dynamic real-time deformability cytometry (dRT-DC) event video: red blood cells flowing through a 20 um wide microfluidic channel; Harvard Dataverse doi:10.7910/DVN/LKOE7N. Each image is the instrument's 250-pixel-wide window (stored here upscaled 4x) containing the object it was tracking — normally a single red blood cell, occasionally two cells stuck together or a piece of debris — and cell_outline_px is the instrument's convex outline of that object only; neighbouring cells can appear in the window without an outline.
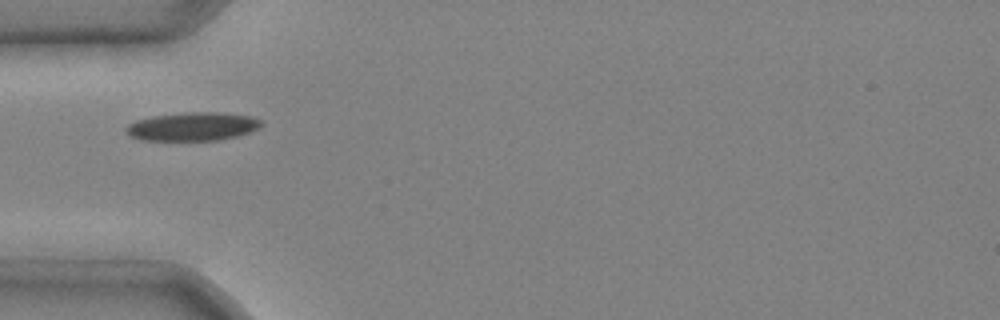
{"species": "common noctule bat (a hibernating species)", "species_latin": "Nyctalus noctula", "temperature_condition": "cold", "stored_images_in_passage": 2, "camera_frame_rate_fps": 3000, "um_per_image_px": 0.085, "animal": {"sex": "male", "body_mass_g": 20.4}, "frame": {"image": 1, "passage_image": 1, "time_ms": 0.0, "image_size_px": [1000, 320], "cell_outline_px": [[264, 124], [260, 128], [252, 132], [236, 136], [216, 140], [140, 140], [128, 136], [124, 132], [124, 128], [128, 124], [136, 120], [152, 116], [188, 112], [220, 112], [252, 116], [260, 120]], "centroid_in_image_um": [16.36, 10.75], "position_along_channel_um": 68.6, "area_um2": 22.72}}
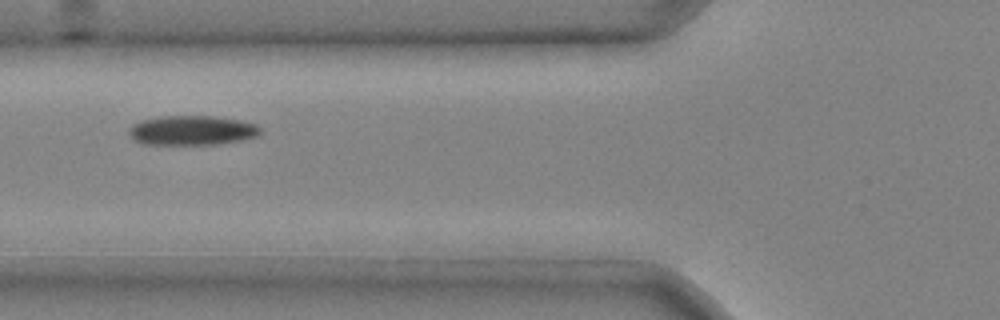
{"frame": {"image": 2, "passage_image": 2, "time_ms": 0.333, "image_size_px": [1000, 320], "cell_outline_px": [[260, 132], [256, 136], [240, 140], [216, 144], [144, 144], [136, 140], [128, 132], [128, 128], [132, 124], [140, 120], [160, 116], [212, 116], [240, 120], [256, 124], [260, 128]], "centroid_in_image_um": [16.29, 11.07], "position_along_channel_um": 109.5, "area_um2": 22.48}}